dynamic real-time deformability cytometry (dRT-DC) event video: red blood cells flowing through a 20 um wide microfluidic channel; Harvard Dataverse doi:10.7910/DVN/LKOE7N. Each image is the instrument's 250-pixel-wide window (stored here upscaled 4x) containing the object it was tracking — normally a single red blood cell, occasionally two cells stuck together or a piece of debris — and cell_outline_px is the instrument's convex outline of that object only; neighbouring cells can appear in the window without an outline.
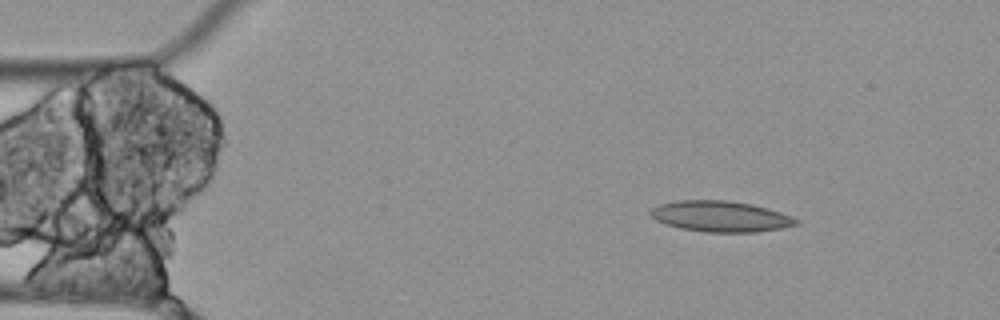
{"species": "Egyptian fruit bat (a non-hibernating species)", "species_latin": "Rousettus aegyptiacus", "temperature_condition": "cold", "stored_images_in_passage": 2, "camera_frame_rate_fps": 3000, "um_per_image_px": 0.085, "animal": {"sex": "female"}, "frame": {"image": 1, "passage_image": 1, "time_ms": 0.0, "image_size_px": [1000, 320], "cell_outline_px": [[800, 224], [780, 228], [756, 232], [704, 232], [680, 228], [664, 224], [656, 220], [648, 212], [652, 208], [660, 204], [676, 200], [728, 200], [752, 204], [780, 212], [800, 220]], "centroid_in_image_um": [61.23, 18.39], "position_along_channel_um": 23.8, "area_um2": 26.24}}